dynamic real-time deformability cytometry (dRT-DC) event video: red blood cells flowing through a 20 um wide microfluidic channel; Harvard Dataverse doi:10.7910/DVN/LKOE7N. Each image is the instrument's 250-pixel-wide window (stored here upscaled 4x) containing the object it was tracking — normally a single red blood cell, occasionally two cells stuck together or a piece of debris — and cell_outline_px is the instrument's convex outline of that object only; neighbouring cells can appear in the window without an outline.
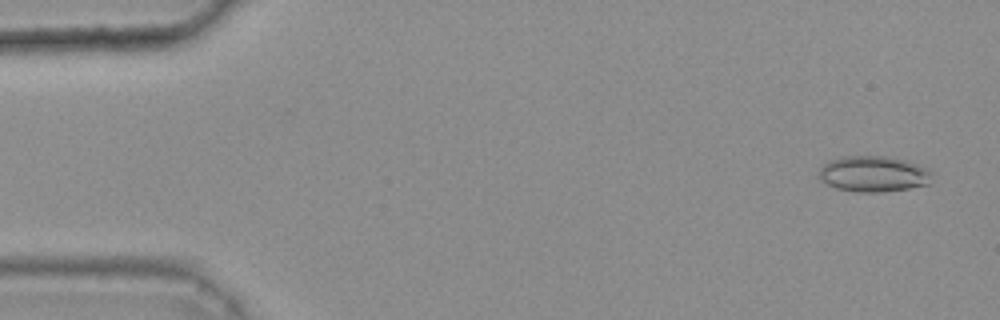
{"species": "common noctule bat (a hibernating species)", "species_latin": "Nyctalus noctula", "temperature_condition": "warm", "stored_images_in_passage": 47, "camera_frame_rate_fps": 3000, "um_per_image_px": 0.085, "animal": {"sex": "female", "body_mass_g": 25.1}, "frame": {"image": 1, "passage_image": 3, "time_ms": 0.667, "image_size_px": [1000, 320], "cell_outline_px": [[932, 172], [928, 184], [908, 188], [880, 192], [856, 192], [836, 188], [820, 180], [816, 176], [820, 168], [828, 160], [840, 156], [888, 156], [904, 160], [916, 164]], "centroid_in_image_um": [74.16, 14.78], "position_along_channel_um": 10.8, "area_um2": 23.64}}
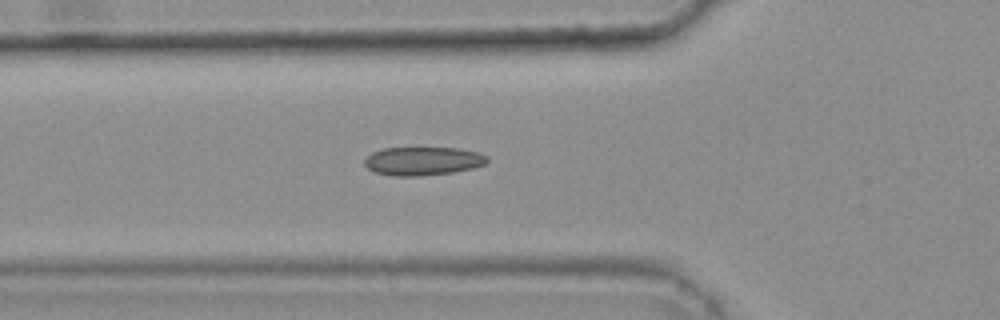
{"frame": {"image": 2, "passage_image": 19, "time_ms": 6.0, "image_size_px": [1000, 320], "cell_outline_px": [[488, 160], [484, 164], [472, 168], [452, 172], [420, 176], [392, 176], [376, 172], [368, 168], [364, 164], [364, 160], [372, 152], [384, 148], [460, 148], [480, 152], [488, 156]], "centroid_in_image_um": [35.96, 13.68], "position_along_channel_um": 89.8, "area_um2": 20.35}}
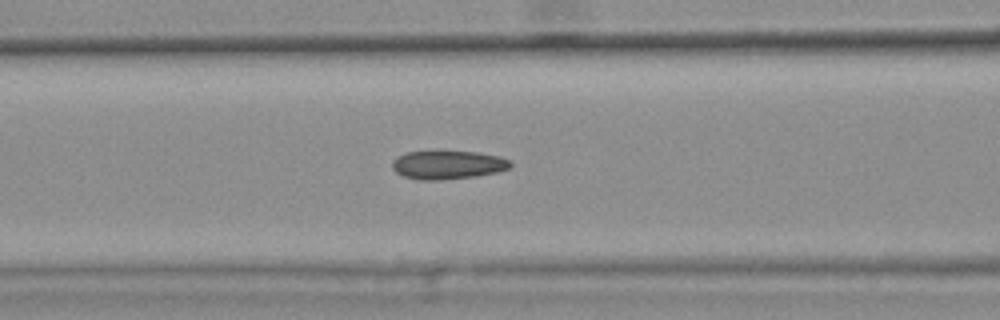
{"frame": {"image": 3, "passage_image": 22, "time_ms": 7.0, "image_size_px": [1000, 320], "cell_outline_px": [[512, 164], [508, 168], [496, 172], [476, 176], [440, 180], [420, 180], [404, 176], [396, 172], [392, 168], [392, 160], [396, 156], [408, 152], [476, 152], [500, 156], [512, 160]], "centroid_in_image_um": [38.06, 14.02], "position_along_channel_um": 128.5, "area_um2": 19.54}, "authors_computed_cell_mechanics": {"area_um2": 19.8832, "velocity_mm_per_s": 3.8205, "shape_relaxation_time_tau1_ms": null, "shape_relaxation_time_tau2_ms": 4.5735, "deformation_change_tau1": null, "deformation_change_tau2": 0.1032}}